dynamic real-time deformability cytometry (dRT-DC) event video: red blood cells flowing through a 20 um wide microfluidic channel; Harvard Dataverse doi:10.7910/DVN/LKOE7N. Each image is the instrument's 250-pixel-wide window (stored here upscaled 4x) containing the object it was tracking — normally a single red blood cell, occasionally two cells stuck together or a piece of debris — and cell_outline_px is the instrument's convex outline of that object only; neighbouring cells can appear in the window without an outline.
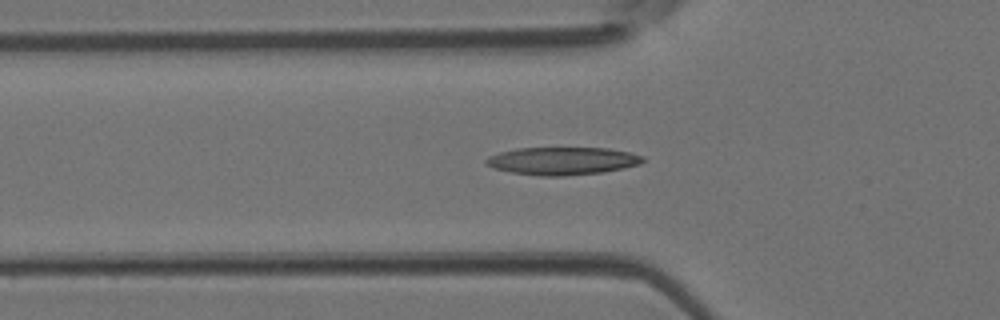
{"species": "Egyptian fruit bat (a non-hibernating species)", "species_latin": "Rousettus aegyptiacus", "temperature_condition": "room temperature", "stored_images_in_passage": 46, "camera_frame_rate_fps": 3000, "um_per_image_px": 0.085, "animal": {"sex": "female"}, "frame": {"image": 1, "passage_image": 15, "time_ms": 4.667, "image_size_px": [1000, 320], "cell_outline_px": [[644, 160], [640, 164], [624, 168], [604, 172], [564, 176], [540, 176], [512, 172], [492, 168], [484, 164], [484, 160], [488, 156], [500, 152], [516, 148], [608, 148], [628, 152], [644, 156]], "centroid_in_image_um": [47.78, 13.68], "position_along_channel_um": 78.0, "area_um2": 25.49}}
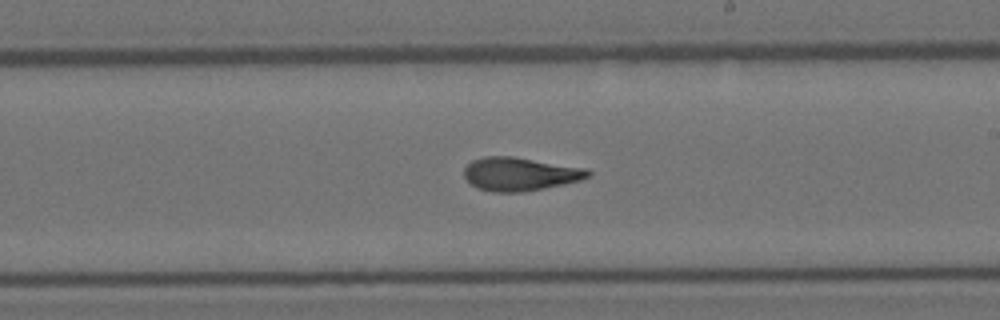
{"frame": {"image": 2, "passage_image": 26, "time_ms": 8.333, "image_size_px": [1000, 320], "cell_outline_px": [[592, 172], [588, 176], [580, 180], [544, 188], [520, 192], [492, 192], [476, 188], [464, 176], [464, 168], [472, 160], [484, 156], [512, 156], [584, 168]], "centroid_in_image_um": [44.14, 14.79], "position_along_channel_um": 244.9, "area_um2": 23.87}}
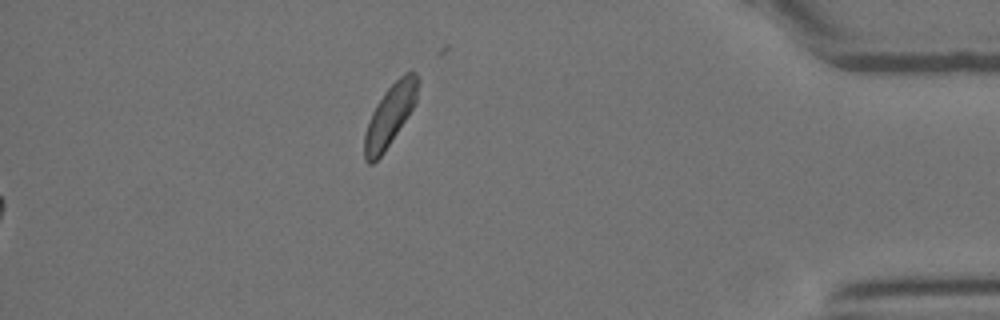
{"frame": {"image": 3, "passage_image": 46, "time_ms": 15.0, "image_size_px": [1000, 320], "cell_outline_px": [[420, 80], [416, 100], [408, 116], [384, 152], [372, 164], [368, 164], [364, 160], [364, 136], [372, 112], [376, 104], [384, 92], [404, 72], [416, 72], [420, 76]], "centroid_in_image_um": [33.16, 9.78], "position_along_channel_um": 402.0, "area_um2": 19.02}}